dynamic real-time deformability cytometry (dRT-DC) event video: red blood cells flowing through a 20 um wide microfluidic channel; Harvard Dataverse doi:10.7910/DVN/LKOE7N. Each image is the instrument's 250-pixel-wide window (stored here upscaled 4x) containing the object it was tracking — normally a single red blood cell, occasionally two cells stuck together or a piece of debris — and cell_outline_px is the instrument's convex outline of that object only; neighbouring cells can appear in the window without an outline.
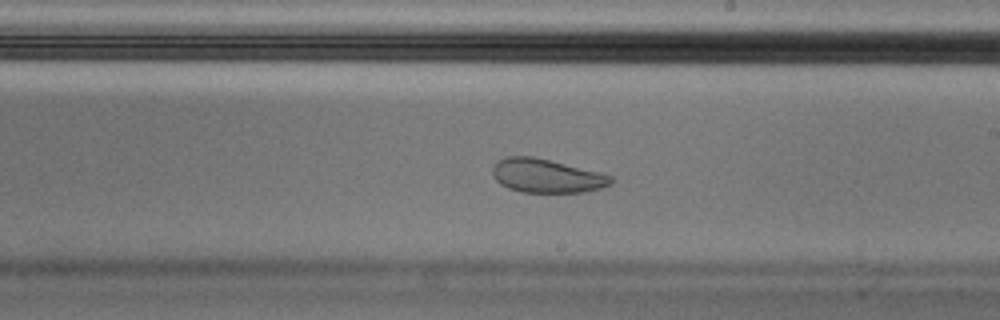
{"species": "Egyptian fruit bat (a non-hibernating species)", "species_latin": "Rousettus aegyptiacus", "temperature_condition": "cold", "stored_images_in_passage": 54, "camera_frame_rate_fps": 3000, "um_per_image_px": 0.085, "animal": {"sex": "male"}, "frame": {"image": 1, "passage_image": 31, "time_ms": 10.0, "image_size_px": [1000, 320], "cell_outline_px": [[612, 184], [600, 188], [584, 192], [524, 192], [508, 188], [500, 184], [492, 176], [492, 168], [496, 160], [508, 156], [532, 156], [600, 172], [612, 176]], "centroid_in_image_um": [46.43, 14.94], "position_along_channel_um": 242.6, "area_um2": 23.29}, "authors_computed_cell_mechanics": {"area_um2": 24.8251, "velocity_mm_per_s": 3.5094, "shape_relaxation_time_tau1_ms": null, "shape_relaxation_time_tau2_ms": 1.1193, "deformation_change_tau1": null, "deformation_change_tau2": 0.0528}}